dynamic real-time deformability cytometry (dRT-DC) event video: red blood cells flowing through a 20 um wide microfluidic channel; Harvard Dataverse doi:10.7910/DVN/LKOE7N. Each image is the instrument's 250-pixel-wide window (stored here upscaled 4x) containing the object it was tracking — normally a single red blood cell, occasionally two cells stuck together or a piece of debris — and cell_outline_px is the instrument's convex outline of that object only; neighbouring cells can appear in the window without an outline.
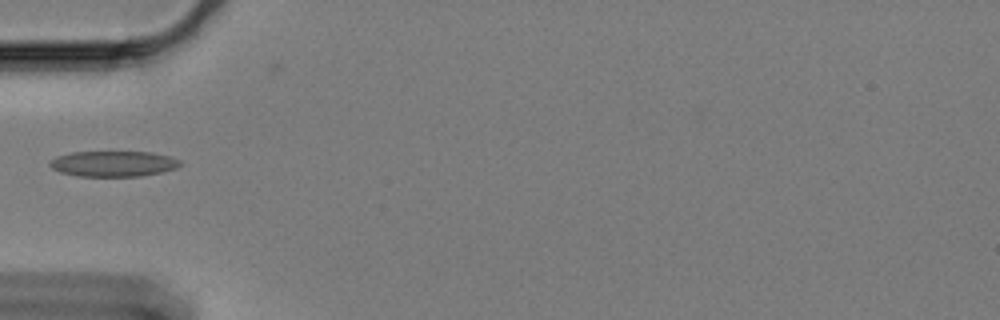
{"species": "Egyptian fruit bat (a non-hibernating species)", "species_latin": "Rousettus aegyptiacus", "temperature_condition": "cold", "stored_images_in_passage": 26, "camera_frame_rate_fps": 3000, "um_per_image_px": 0.085, "animal": {"sex": "female"}, "frame": {"image": 1, "passage_image": 1, "time_ms": 0.0, "image_size_px": [1000, 320], "cell_outline_px": [[184, 164], [176, 168], [160, 172], [140, 176], [80, 176], [60, 172], [52, 168], [48, 164], [56, 156], [72, 152], [152, 152], [168, 156], [180, 160]], "centroid_in_image_um": [9.65, 13.91], "position_along_channel_um": 75.4, "area_um2": 19.36}}